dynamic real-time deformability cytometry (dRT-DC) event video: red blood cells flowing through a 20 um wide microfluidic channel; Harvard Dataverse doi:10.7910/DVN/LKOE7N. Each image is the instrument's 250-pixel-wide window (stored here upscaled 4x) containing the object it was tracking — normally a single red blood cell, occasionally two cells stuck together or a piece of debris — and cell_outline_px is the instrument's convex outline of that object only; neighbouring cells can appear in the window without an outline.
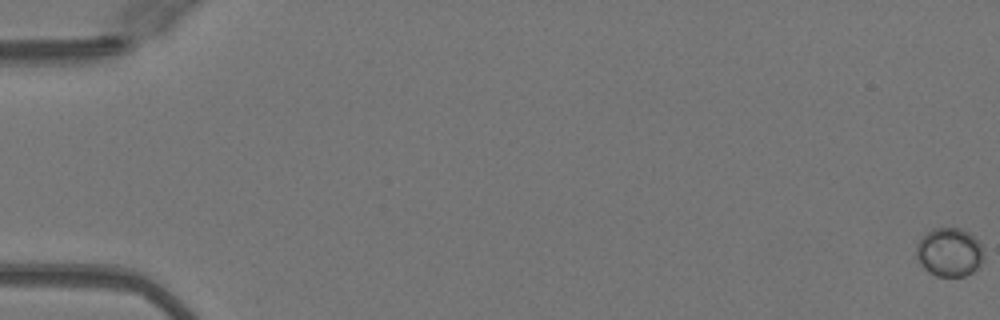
{"species": "Egyptian fruit bat (a non-hibernating species)", "species_latin": "Rousettus aegyptiacus", "temperature_condition": "warm", "stored_images_in_passage": 22, "camera_frame_rate_fps": 3000, "um_per_image_px": 0.085, "animal": {"sex": "female"}, "frame": {"image": 1, "passage_image": 1, "time_ms": 0.0, "image_size_px": [1000, 320], "cell_outline_px": [[984, 260], [980, 268], [964, 276], [936, 276], [928, 272], [916, 260], [916, 244], [932, 228], [960, 228], [968, 232], [980, 244], [984, 252]], "centroid_in_image_um": [80.7, 21.46], "position_along_channel_um": 4.3, "area_um2": 19.31}}
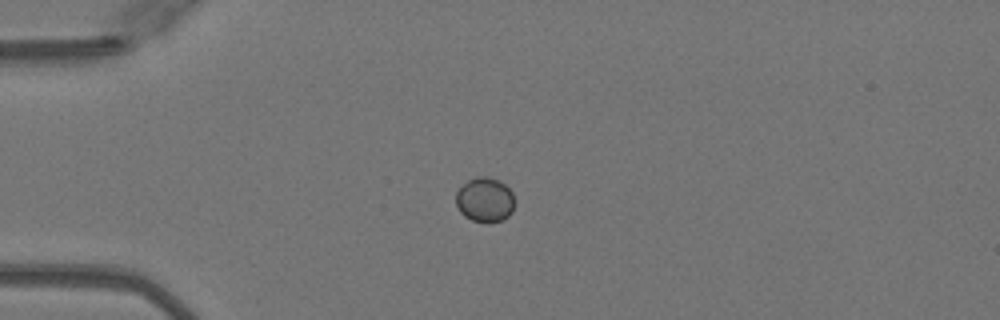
{"frame": {"image": 2, "passage_image": 15, "time_ms": 4.667, "image_size_px": [1000, 320], "cell_outline_px": [[512, 212], [508, 216], [500, 220], [488, 224], [472, 220], [464, 216], [460, 212], [456, 204], [456, 192], [468, 180], [476, 176], [488, 176], [504, 184], [512, 192]], "centroid_in_image_um": [41.18, 16.99], "position_along_channel_um": 43.8, "area_um2": 15.14}}
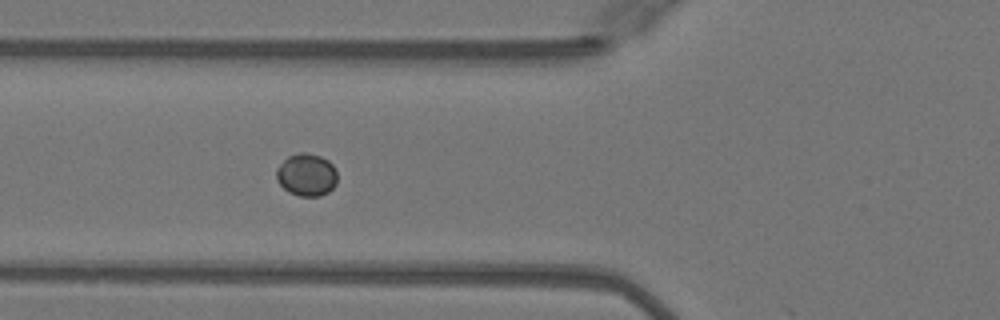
{"frame": {"image": 3, "passage_image": 21, "time_ms": 6.667, "image_size_px": [1000, 320], "cell_outline_px": [[336, 184], [328, 192], [320, 196], [300, 196], [288, 192], [276, 180], [276, 168], [288, 156], [300, 152], [304, 152], [320, 156], [328, 160], [336, 168]], "centroid_in_image_um": [26.05, 14.86], "position_along_channel_um": 99.7, "area_um2": 15.14}}